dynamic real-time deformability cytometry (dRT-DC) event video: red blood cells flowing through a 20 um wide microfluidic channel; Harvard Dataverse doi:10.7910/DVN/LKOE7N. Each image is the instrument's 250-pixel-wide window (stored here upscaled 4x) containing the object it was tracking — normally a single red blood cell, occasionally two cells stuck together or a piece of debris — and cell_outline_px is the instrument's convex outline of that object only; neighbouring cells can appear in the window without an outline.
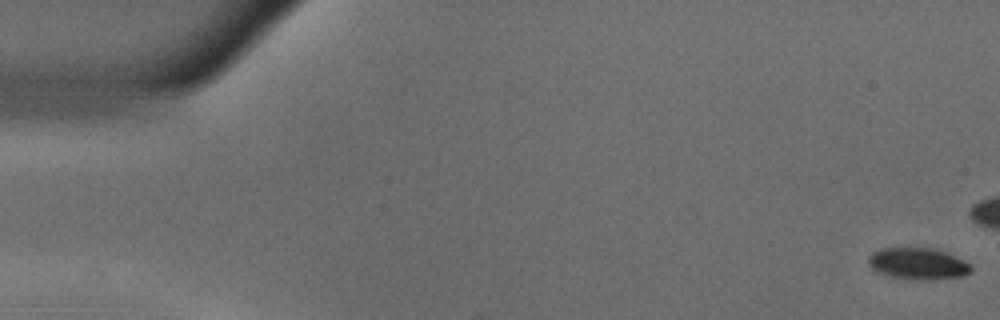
{"species": "common noctule bat (a hibernating species)", "species_latin": "Nyctalus noctula", "temperature_condition": "warm", "stored_images_in_passage": 44, "camera_frame_rate_fps": 3000, "um_per_image_px": 0.085, "animal": {"sex": "male", "body_mass_g": 18.8}, "frame": {"image": 1, "passage_image": 1, "time_ms": 0.0, "image_size_px": [1000, 320], "cell_outline_px": [[972, 268], [964, 276], [920, 280], [892, 276], [880, 272], [872, 268], [868, 264], [868, 256], [872, 252], [880, 248], [932, 248], [944, 252], [964, 260], [972, 264]], "centroid_in_image_um": [78.02, 22.39], "position_along_channel_um": 7.0, "area_um2": 18.61}}
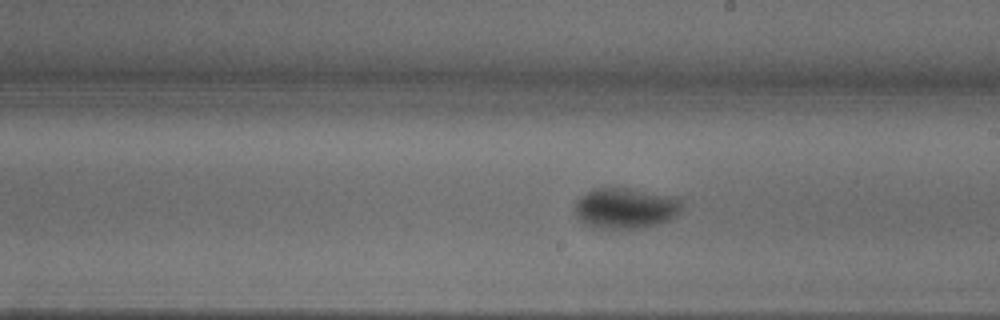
{"frame": {"image": 2, "passage_image": 31, "time_ms": 10.0, "image_size_px": [1000, 320], "cell_outline_px": [[680, 212], [668, 220], [644, 228], [592, 228], [584, 224], [576, 216], [576, 200], [580, 196], [596, 188], [628, 188], [672, 196], [680, 200]], "centroid_in_image_um": [53.13, 17.7], "position_along_channel_um": 235.9, "area_um2": 25.14}}
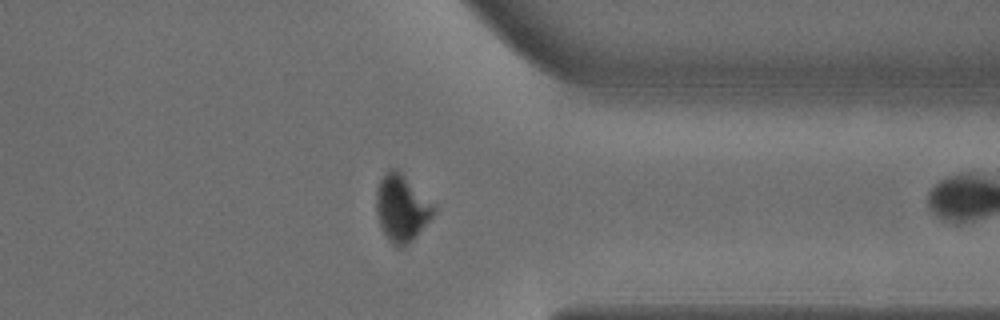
{"frame": {"image": 3, "passage_image": 43, "time_ms": 14.0, "image_size_px": [1000, 320], "cell_outline_px": [[436, 212], [412, 240], [404, 248], [396, 244], [384, 232], [380, 224], [376, 212], [376, 192], [380, 180], [392, 168], [396, 168], [436, 208]], "centroid_in_image_um": [34.13, 17.69], "position_along_channel_um": 377.3, "area_um2": 21.39}}